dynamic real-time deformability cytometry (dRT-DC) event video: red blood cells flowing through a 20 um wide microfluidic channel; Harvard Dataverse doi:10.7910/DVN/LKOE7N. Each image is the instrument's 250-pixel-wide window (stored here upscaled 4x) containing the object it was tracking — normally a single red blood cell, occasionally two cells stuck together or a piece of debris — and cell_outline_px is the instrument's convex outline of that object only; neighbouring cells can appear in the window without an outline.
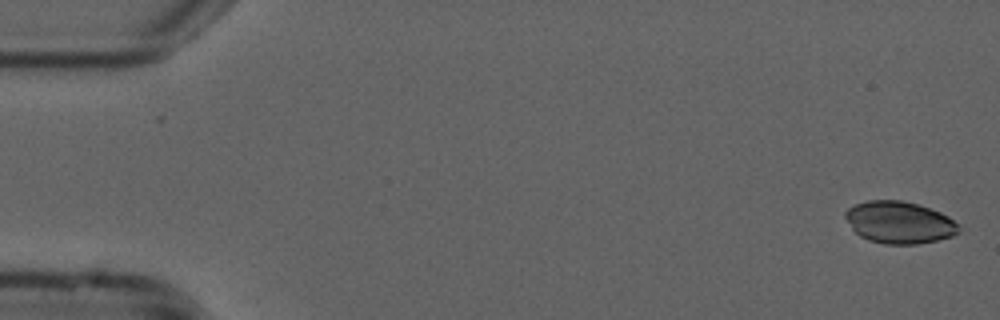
{"species": "common noctule bat (a hibernating species)", "species_latin": "Nyctalus noctula", "temperature_condition": "cold", "stored_images_in_passage": 53, "camera_frame_rate_fps": 3000, "um_per_image_px": 0.085, "animal": {"sex": "male", "forearm_length_mm": 52.5}, "frame": {"image": 1, "passage_image": 1, "time_ms": 0.0, "image_size_px": [1000, 320], "cell_outline_px": [[960, 232], [952, 236], [936, 240], [916, 244], [884, 244], [868, 240], [860, 236], [852, 228], [844, 216], [844, 212], [848, 208], [856, 204], [868, 200], [900, 200], [920, 204], [940, 212], [948, 216], [960, 224]], "centroid_in_image_um": [76.46, 18.9], "position_along_channel_um": 8.5, "area_um2": 27.98}}
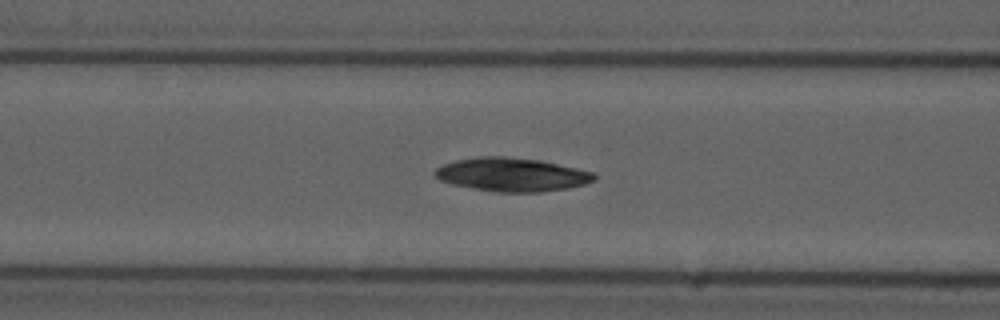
{"frame": {"image": 2, "passage_image": 21, "time_ms": 6.667, "image_size_px": [1000, 320], "cell_outline_px": [[596, 180], [584, 184], [568, 188], [540, 192], [496, 192], [452, 184], [440, 180], [432, 172], [436, 168], [444, 164], [456, 160], [480, 156], [508, 156], [540, 160], [596, 172]], "centroid_in_image_um": [43.53, 14.83], "position_along_channel_um": 123.1, "area_um2": 31.27}}
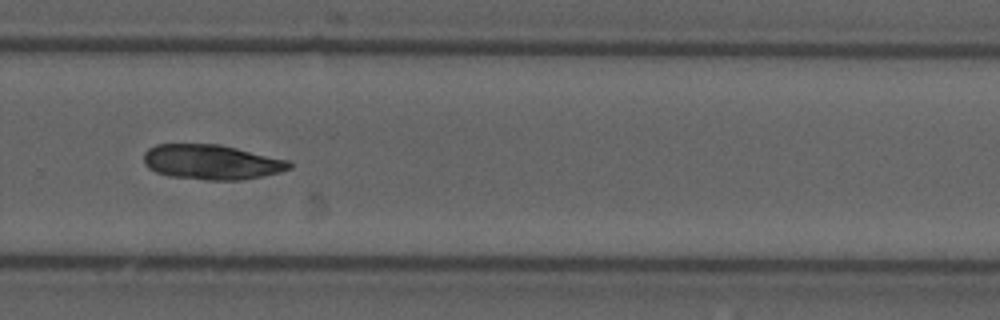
{"frame": {"image": 3, "passage_image": 36, "time_ms": 11.667, "image_size_px": [1000, 320], "cell_outline_px": [[292, 168], [280, 172], [240, 180], [204, 180], [168, 176], [156, 172], [148, 168], [144, 164], [144, 152], [148, 148], [156, 144], [220, 144], [288, 160], [292, 164]], "centroid_in_image_um": [17.95, 13.77], "position_along_channel_um": 311.8, "area_um2": 29.71}}